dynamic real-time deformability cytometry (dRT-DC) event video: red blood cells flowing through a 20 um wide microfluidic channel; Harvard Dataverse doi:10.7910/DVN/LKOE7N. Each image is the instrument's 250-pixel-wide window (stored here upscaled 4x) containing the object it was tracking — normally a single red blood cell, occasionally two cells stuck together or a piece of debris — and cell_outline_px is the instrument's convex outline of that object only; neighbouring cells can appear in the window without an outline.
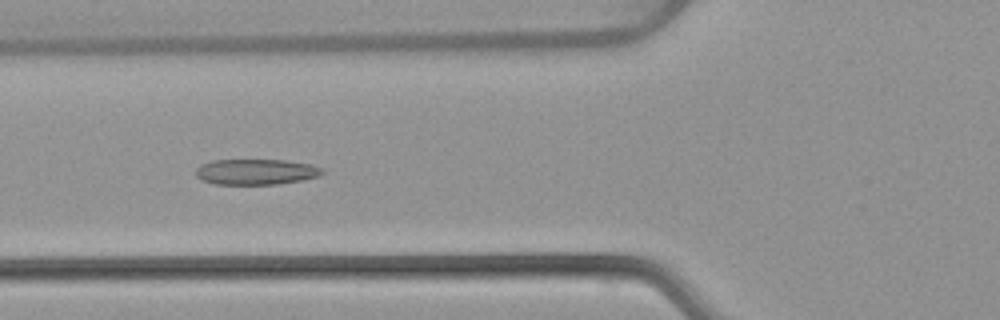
{"species": "common noctule bat (a hibernating species)", "species_latin": "Nyctalus noctula", "temperature_condition": "warm", "stored_images_in_passage": 53, "camera_frame_rate_fps": 3000, "um_per_image_px": 0.085, "animal": {"sex": "female", "body_mass_g": 22.7, "forearm_length_mm": 54.2}, "frame": {"image": 1, "passage_image": 20, "time_ms": 6.333, "image_size_px": [1000, 320], "cell_outline_px": [[324, 172], [320, 176], [304, 180], [276, 184], [212, 184], [200, 180], [196, 176], [196, 168], [200, 164], [212, 160], [284, 160], [312, 164], [324, 168]], "centroid_in_image_um": [21.77, 14.6], "position_along_channel_um": 104.0, "area_um2": 19.19}}
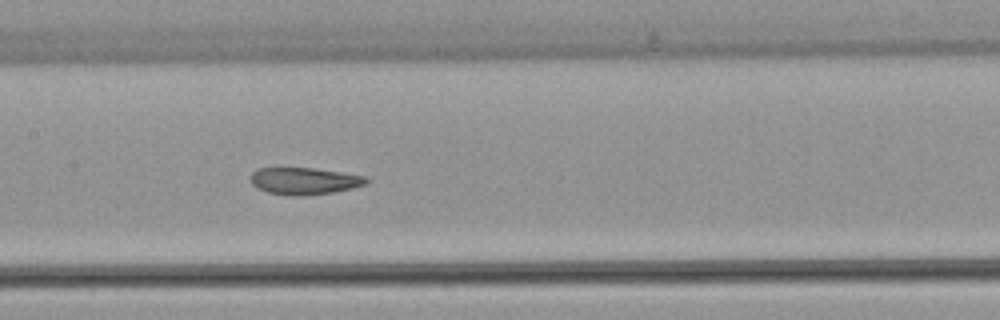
{"frame": {"image": 2, "passage_image": 26, "time_ms": 8.333, "image_size_px": [1000, 320], "cell_outline_px": [[368, 184], [352, 188], [332, 192], [304, 196], [292, 196], [268, 192], [256, 188], [252, 184], [252, 172], [256, 168], [312, 168], [368, 176]], "centroid_in_image_um": [25.89, 15.38], "position_along_channel_um": 181.5, "area_um2": 18.21}}
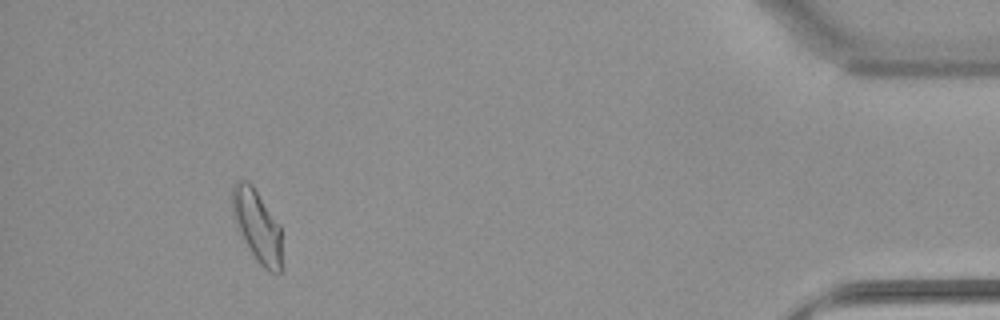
{"frame": {"image": 3, "passage_image": 49, "time_ms": 16.0, "image_size_px": [1000, 320], "cell_outline_px": [[280, 272], [268, 272], [256, 260], [240, 232], [232, 212], [232, 184], [240, 180], [248, 180], [252, 184], [280, 224]], "centroid_in_image_um": [21.84, 19.14], "position_along_channel_um": 413.4, "area_um2": 20.46}, "authors_computed_cell_mechanics": {"area_um2": 19.8254, "velocity_mm_per_s": 3.8628, "shape_relaxation_time_tau1_ms": 8.2921, "shape_relaxation_time_tau2_ms": 1.902, "deformation_change_tau1": 0.1901, "deformation_change_tau2": 0.0938}}